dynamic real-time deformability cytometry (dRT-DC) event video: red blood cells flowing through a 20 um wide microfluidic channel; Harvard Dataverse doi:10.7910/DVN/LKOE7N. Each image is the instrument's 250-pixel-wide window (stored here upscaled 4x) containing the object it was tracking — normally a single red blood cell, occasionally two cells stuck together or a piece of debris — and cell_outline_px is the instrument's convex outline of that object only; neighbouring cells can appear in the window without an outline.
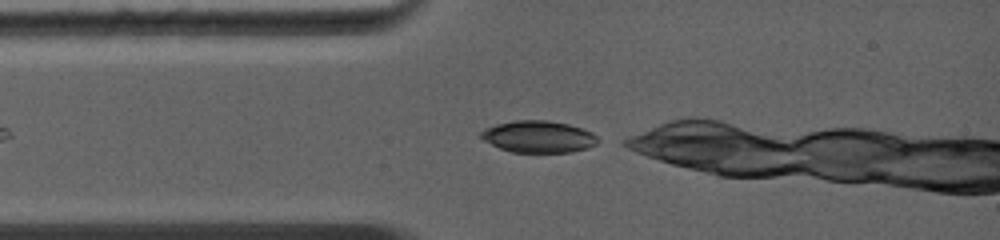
{"species": "common noctule bat (a hibernating species)", "species_latin": "Nyctalus noctula", "temperature_condition": "warm", "stored_images_in_passage": 24, "camera_frame_rate_fps": 5000, "um_per_image_px": 0.085, "animal": {"sex": "female", "body_mass_g": 19.0, "forearm_length_mm": 56.7}, "frame": {"image": 1, "passage_image": 1, "time_ms": 0.0, "image_size_px": [1000, 240], "cell_outline_px": [[600, 140], [596, 144], [588, 148], [572, 152], [512, 152], [500, 148], [484, 140], [480, 136], [480, 132], [496, 124], [516, 120], [548, 120], [568, 124], [592, 132]], "centroid_in_image_um": [45.8, 11.62], "position_along_channel_um": 39.2, "area_um2": 21.56}}
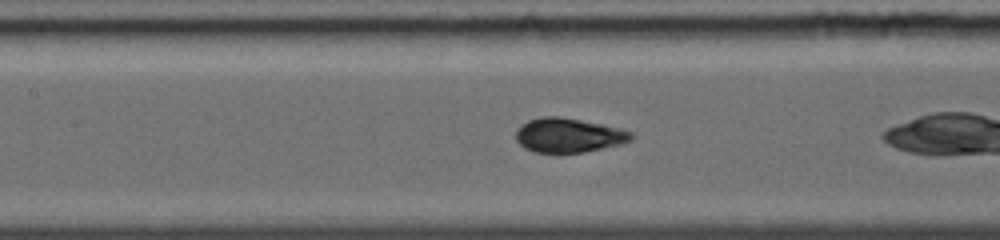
{"frame": {"image": 2, "passage_image": 8, "time_ms": 2.8, "image_size_px": [1000, 240], "cell_outline_px": [[632, 140], [620, 144], [584, 152], [532, 152], [524, 148], [516, 140], [516, 128], [520, 124], [528, 120], [544, 116], [560, 116], [600, 124], [632, 132]], "centroid_in_image_um": [48.26, 11.49], "position_along_channel_um": 159.1, "area_um2": 22.89}}
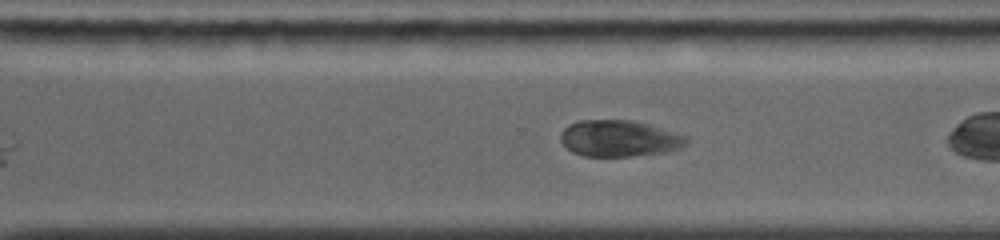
{"frame": {"image": 3, "passage_image": 17, "time_ms": 6.4, "image_size_px": [1000, 240], "cell_outline_px": [[688, 140], [680, 148], [664, 152], [632, 156], [584, 156], [572, 152], [560, 140], [560, 132], [568, 124], [580, 120], [632, 120], [648, 124], [684, 136]], "centroid_in_image_um": [52.56, 11.76], "position_along_channel_um": 318.0, "area_um2": 26.41}, "authors_computed_cell_mechanics": {"area_um2": 24.5072, "velocity_mm_per_s": 4.4149, "shape_relaxation_time_tau1_ms": 0.5757, "shape_relaxation_time_tau2_ms": 0.8664, "deformation_change_tau1": 0.0262, "deformation_change_tau2": 0.065}}